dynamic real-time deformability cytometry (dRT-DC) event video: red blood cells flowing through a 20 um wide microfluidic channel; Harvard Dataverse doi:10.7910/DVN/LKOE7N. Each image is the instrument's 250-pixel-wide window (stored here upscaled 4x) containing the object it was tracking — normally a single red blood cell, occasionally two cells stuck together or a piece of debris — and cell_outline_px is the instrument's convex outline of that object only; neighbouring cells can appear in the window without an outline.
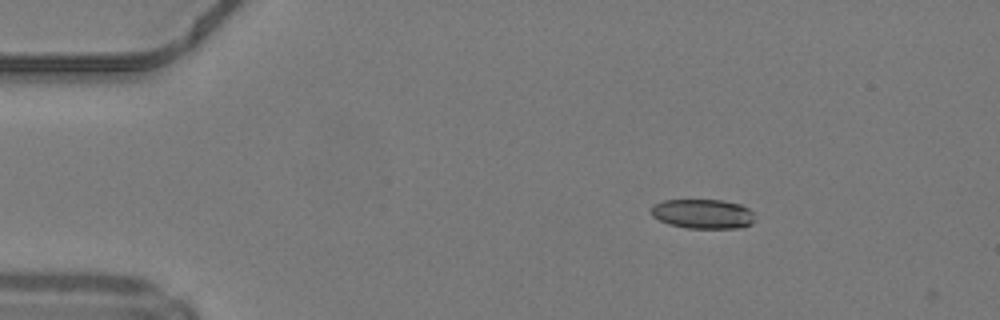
{"species": "common noctule bat (a hibernating species)", "species_latin": "Nyctalus noctula", "temperature_condition": "warm", "stored_images_in_passage": 9, "camera_frame_rate_fps": 3000, "um_per_image_px": 0.085, "animal": {"sex": "male", "body_mass_g": 19.2, "forearm_length_mm": 51.8}, "frame": {"image": 1, "passage_image": 2, "time_ms": 0.333, "image_size_px": [1000, 320], "cell_outline_px": [[756, 220], [752, 224], [740, 228], [688, 228], [668, 224], [652, 216], [652, 204], [664, 200], [724, 200], [740, 204], [748, 208], [752, 212]], "centroid_in_image_um": [59.77, 18.18], "position_along_channel_um": 25.2, "area_um2": 17.98}}